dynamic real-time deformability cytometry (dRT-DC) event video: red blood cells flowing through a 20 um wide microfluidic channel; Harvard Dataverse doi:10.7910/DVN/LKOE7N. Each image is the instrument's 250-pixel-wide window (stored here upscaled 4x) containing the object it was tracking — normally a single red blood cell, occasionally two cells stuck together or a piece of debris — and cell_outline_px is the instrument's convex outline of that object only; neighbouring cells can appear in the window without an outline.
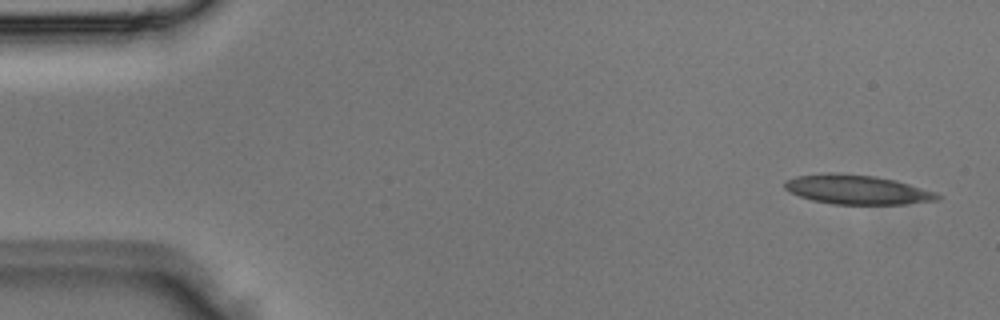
{"species": "Egyptian fruit bat (a non-hibernating species)", "species_latin": "Rousettus aegyptiacus", "temperature_condition": "room temperature", "stored_images_in_passage": 5, "camera_frame_rate_fps": 3000, "um_per_image_px": 0.085, "animal": {"sex": "male"}, "frame": {"image": 1, "passage_image": 1, "time_ms": 0.0, "image_size_px": [1000, 320], "cell_outline_px": [[940, 200], [904, 204], [832, 204], [812, 200], [800, 196], [784, 188], [784, 180], [796, 176], [828, 172], [876, 176], [896, 180], [936, 192], [940, 196]], "centroid_in_image_um": [72.85, 16.11], "position_along_channel_um": 12.2, "area_um2": 26.13}}
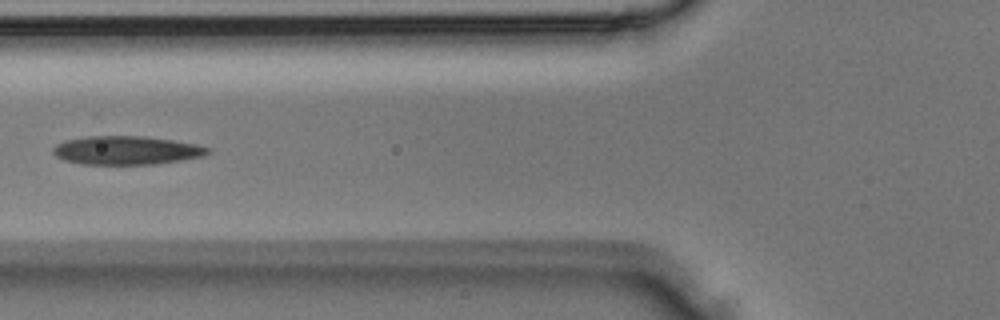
{"frame": {"image": 2, "passage_image": 5, "time_ms": 1.333, "image_size_px": [1000, 320], "cell_outline_px": [[212, 152], [204, 156], [152, 164], [84, 164], [64, 160], [56, 156], [52, 152], [52, 148], [56, 144], [64, 140], [88, 136], [144, 136], [172, 140], [196, 144], [212, 148]], "centroid_in_image_um": [10.75, 12.77], "position_along_channel_um": 115.1, "area_um2": 25.78}}